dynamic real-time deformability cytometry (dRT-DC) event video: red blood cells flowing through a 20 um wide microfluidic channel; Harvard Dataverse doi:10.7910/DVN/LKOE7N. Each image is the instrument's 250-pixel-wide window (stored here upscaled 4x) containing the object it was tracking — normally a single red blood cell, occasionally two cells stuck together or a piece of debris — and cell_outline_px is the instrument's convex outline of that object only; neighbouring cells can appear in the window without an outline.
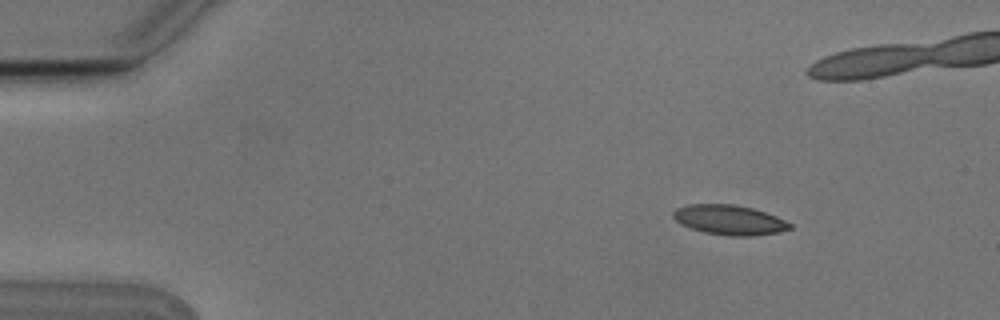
{"species": "Egyptian fruit bat (a non-hibernating species)", "species_latin": "Rousettus aegyptiacus", "temperature_condition": "cold", "stored_images_in_passage": 5, "camera_frame_rate_fps": 3000, "um_per_image_px": 0.085, "animal": {"sex": "male"}, "frame": {"image": 1, "passage_image": 1, "time_ms": 0.0, "image_size_px": [1000, 320], "cell_outline_px": [[792, 228], [780, 232], [752, 236], [728, 236], [704, 232], [680, 224], [672, 216], [672, 212], [676, 208], [688, 204], [732, 204], [752, 208], [776, 216], [792, 224]], "centroid_in_image_um": [61.98, 18.69], "position_along_channel_um": 23.0, "area_um2": 20.29}}
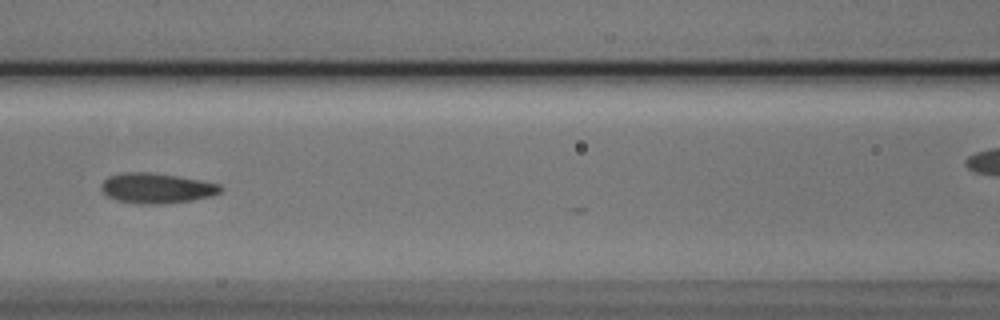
{"frame": {"image": 2, "passage_image": 5, "time_ms": 1.333, "image_size_px": [1000, 320], "cell_outline_px": [[224, 188], [220, 192], [208, 196], [188, 200], [156, 204], [140, 204], [116, 200], [108, 196], [100, 188], [100, 184], [108, 176], [124, 172], [152, 172], [200, 180], [220, 184]], "centroid_in_image_um": [13.26, 15.98], "position_along_channel_um": 153.3, "area_um2": 20.75}}